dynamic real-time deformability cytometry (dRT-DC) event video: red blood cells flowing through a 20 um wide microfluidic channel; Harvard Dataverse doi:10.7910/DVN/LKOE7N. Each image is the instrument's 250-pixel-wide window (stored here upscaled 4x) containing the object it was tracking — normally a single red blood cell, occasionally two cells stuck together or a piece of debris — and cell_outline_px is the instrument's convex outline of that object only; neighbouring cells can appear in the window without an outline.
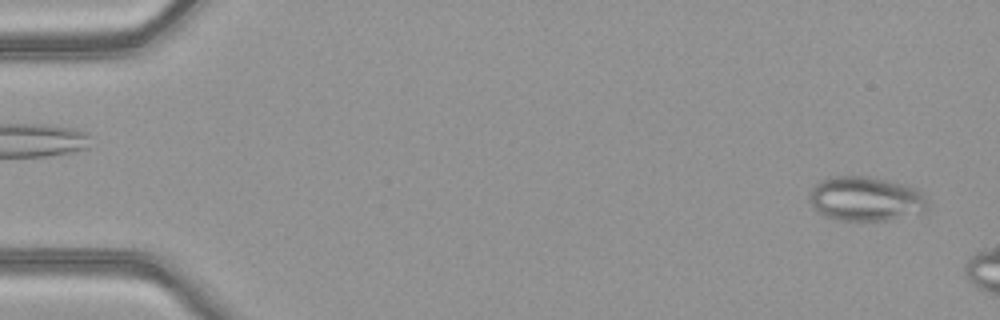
{"species": "common noctule bat (a hibernating species)", "species_latin": "Nyctalus noctula", "temperature_condition": "warm", "stored_images_in_passage": 9, "camera_frame_rate_fps": 3000, "um_per_image_px": 0.085, "animal": {"sex": "female", "body_mass_g": 21.9}, "frame": {"image": 1, "passage_image": 2, "time_ms": 0.333, "image_size_px": [1000, 320], "cell_outline_px": [[928, 208], [924, 212], [888, 220], [836, 220], [816, 212], [812, 208], [808, 200], [808, 196], [812, 188], [820, 180], [836, 176], [868, 176], [916, 188], [924, 196], [928, 204]], "centroid_in_image_um": [73.54, 16.91], "position_along_channel_um": 11.5, "area_um2": 30.63}}